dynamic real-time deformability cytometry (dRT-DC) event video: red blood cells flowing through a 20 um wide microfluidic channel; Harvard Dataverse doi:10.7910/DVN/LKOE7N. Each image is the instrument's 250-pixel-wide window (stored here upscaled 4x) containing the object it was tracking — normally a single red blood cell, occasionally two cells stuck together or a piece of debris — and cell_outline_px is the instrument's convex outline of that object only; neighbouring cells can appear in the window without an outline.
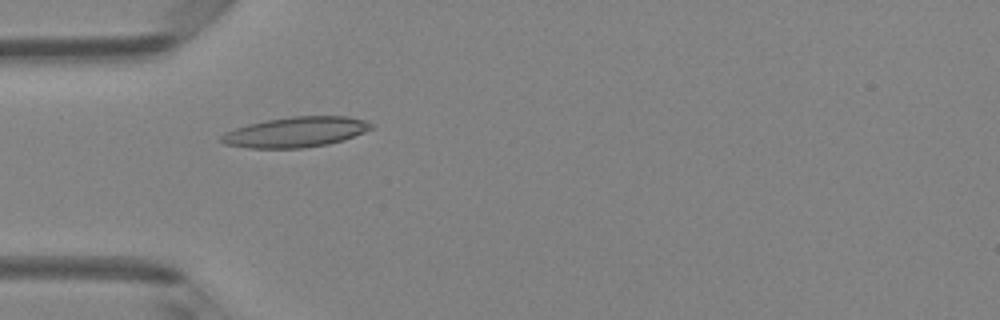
{"species": "Egyptian fruit bat (a non-hibernating species)", "species_latin": "Rousettus aegyptiacus", "temperature_condition": "room temperature", "stored_images_in_passage": 49, "camera_frame_rate_fps": 3000, "um_per_image_px": 0.085, "animal": {"sex": "female"}, "frame": {"image": 1, "passage_image": 15, "time_ms": 4.667, "image_size_px": [1000, 320], "cell_outline_px": [[372, 128], [364, 132], [344, 140], [328, 144], [304, 148], [248, 148], [224, 144], [220, 140], [220, 136], [224, 132], [248, 124], [268, 120], [292, 116], [344, 116], [364, 120], [372, 124]], "centroid_in_image_um": [25.11, 11.23], "position_along_channel_um": 59.9, "area_um2": 26.36}}
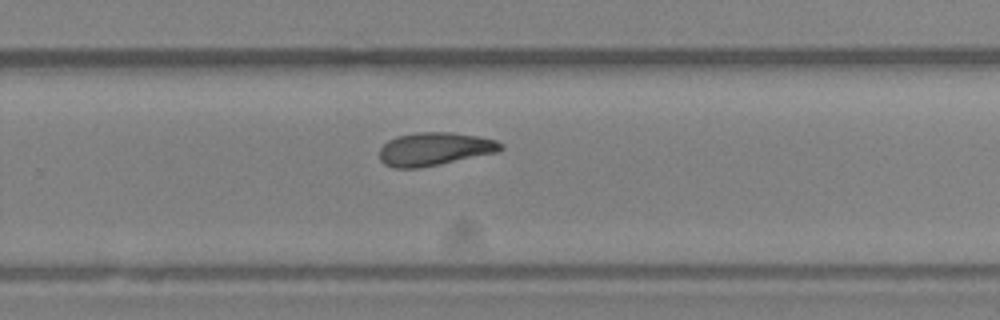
{"frame": {"image": 2, "passage_image": 32, "time_ms": 10.333, "image_size_px": [1000, 320], "cell_outline_px": [[504, 148], [500, 152], [420, 168], [392, 168], [384, 164], [380, 160], [380, 148], [388, 140], [396, 136], [416, 132], [452, 132], [476, 136], [496, 140], [504, 144]], "centroid_in_image_um": [36.95, 12.67], "position_along_channel_um": 292.8, "area_um2": 23.7}}
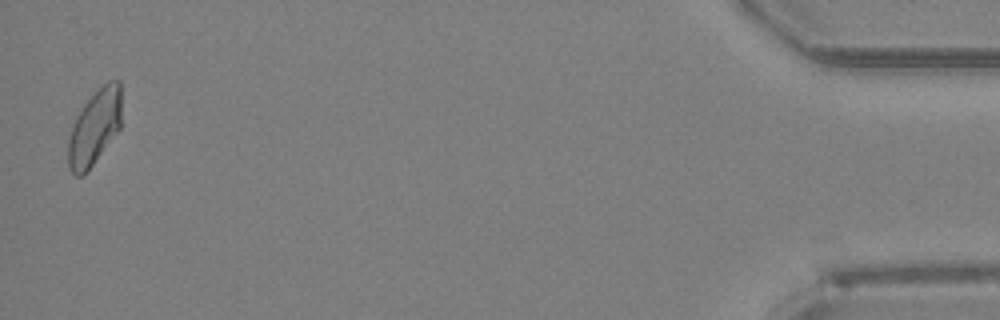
{"frame": {"image": 3, "passage_image": 48, "time_ms": 15.667, "image_size_px": [1000, 320], "cell_outline_px": [[120, 128], [92, 164], [80, 176], [76, 176], [68, 168], [68, 140], [76, 116], [84, 104], [108, 80], [120, 80]], "centroid_in_image_um": [8.03, 10.81], "position_along_channel_um": 427.2, "area_um2": 22.66}, "authors_computed_cell_mechanics": {"area_um2": 23.698, "velocity_mm_per_s": 4.1894, "shape_relaxation_time_tau1_ms": null, "shape_relaxation_time_tau2_ms": 6.2677, "deformation_change_tau1": null, "deformation_change_tau2": 0.1567}}